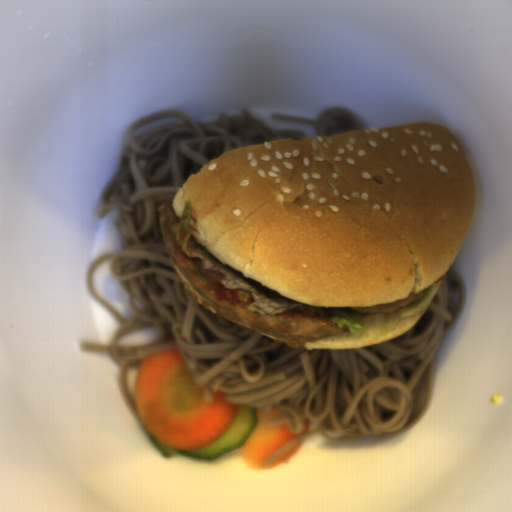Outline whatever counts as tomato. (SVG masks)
Listing matches in <instances>:
<instances>
[{
    "label": "tomato",
    "instance_id": "obj_1",
    "mask_svg": "<svg viewBox=\"0 0 512 512\" xmlns=\"http://www.w3.org/2000/svg\"><path fill=\"white\" fill-rule=\"evenodd\" d=\"M211 285L215 290L217 300L227 301L231 305L243 304L239 296V289L225 288V284L221 281H212Z\"/></svg>",
    "mask_w": 512,
    "mask_h": 512
}]
</instances>
